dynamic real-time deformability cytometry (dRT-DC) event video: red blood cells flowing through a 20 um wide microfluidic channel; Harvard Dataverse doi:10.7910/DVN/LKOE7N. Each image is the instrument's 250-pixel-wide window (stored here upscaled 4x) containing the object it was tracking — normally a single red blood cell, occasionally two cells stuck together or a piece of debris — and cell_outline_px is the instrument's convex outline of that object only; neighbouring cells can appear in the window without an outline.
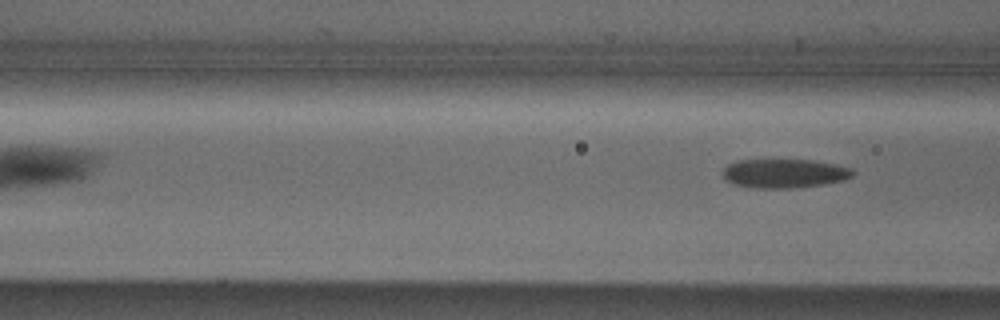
{"species": "Egyptian fruit bat (a non-hibernating species)", "species_latin": "Rousettus aegyptiacus", "temperature_condition": "cold", "stored_images_in_passage": 4, "camera_frame_rate_fps": 3000, "um_per_image_px": 0.085, "animal": {"sex": "male"}, "frame": {"image": 1, "passage_image": 4, "time_ms": 1.0, "image_size_px": [1000, 320], "cell_outline_px": [[856, 172], [852, 176], [844, 180], [820, 184], [792, 188], [756, 188], [736, 184], [724, 180], [724, 168], [728, 164], [736, 160], [812, 160], [852, 168]], "centroid_in_image_um": [66.66, 14.73], "position_along_channel_um": 99.9, "area_um2": 21.73}}